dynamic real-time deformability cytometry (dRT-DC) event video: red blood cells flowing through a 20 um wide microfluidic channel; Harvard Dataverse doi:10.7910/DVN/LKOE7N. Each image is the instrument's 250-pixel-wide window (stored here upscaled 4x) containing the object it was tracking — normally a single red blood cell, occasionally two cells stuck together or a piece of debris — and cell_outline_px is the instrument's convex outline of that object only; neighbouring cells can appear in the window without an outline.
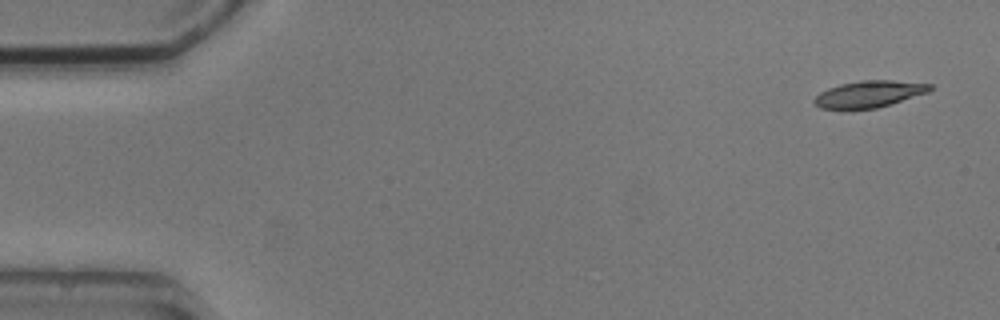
{"species": "common noctule bat (a hibernating species)", "species_latin": "Nyctalus noctula", "temperature_condition": "cold", "stored_images_in_passage": 7, "camera_frame_rate_fps": 3000, "um_per_image_px": 0.085, "animal": {"sex": "male", "body_mass_g": 20.5, "forearm_length_mm": 52.5}, "frame": {"image": 1, "passage_image": 1, "time_ms": 0.0, "image_size_px": [1000, 320], "cell_outline_px": [[932, 88], [928, 92], [876, 108], [820, 108], [812, 100], [820, 92], [828, 88], [840, 84], [860, 80], [892, 80], [932, 84]], "centroid_in_image_um": [73.87, 7.97], "position_along_channel_um": 11.1, "area_um2": 17.63}}
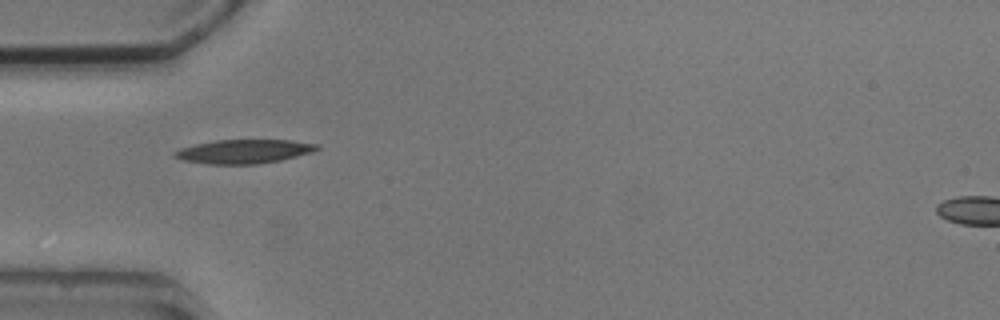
{"frame": {"image": 2, "passage_image": 5, "time_ms": 4.667, "image_size_px": [1000, 320], "cell_outline_px": [[320, 148], [312, 152], [280, 160], [260, 164], [208, 164], [184, 160], [172, 156], [172, 152], [180, 148], [196, 144], [216, 140], [292, 140], [320, 144]], "centroid_in_image_um": [20.74, 12.87], "position_along_channel_um": 64.3, "area_um2": 19.88}}